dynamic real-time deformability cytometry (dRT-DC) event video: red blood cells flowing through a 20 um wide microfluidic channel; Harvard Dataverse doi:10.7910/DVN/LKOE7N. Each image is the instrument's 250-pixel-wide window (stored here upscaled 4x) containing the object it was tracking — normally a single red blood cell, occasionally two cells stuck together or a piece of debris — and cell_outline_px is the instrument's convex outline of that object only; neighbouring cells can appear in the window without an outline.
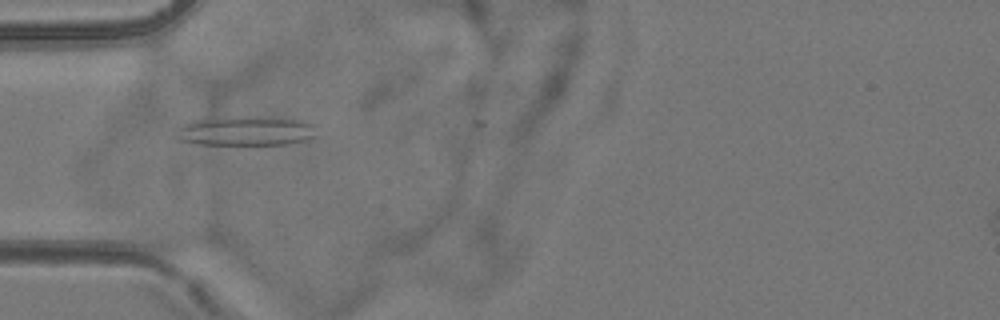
{"species": "common noctule bat (a hibernating species)", "species_latin": "Nyctalus noctula", "temperature_condition": "room temperature", "stored_images_in_passage": 5, "camera_frame_rate_fps": 3000, "um_per_image_px": 0.085, "animal": {"sex": "female", "body_mass_g": 24.6, "forearm_length_mm": 56.2}, "frame": {"image": 1, "passage_image": 4, "time_ms": 3.667, "image_size_px": [1000, 320], "cell_outline_px": [[316, 136], [308, 140], [288, 144], [200, 144], [180, 140], [176, 136], [180, 128], [184, 124], [192, 120], [244, 116], [288, 116], [316, 124]], "centroid_in_image_um": [21.04, 11.1], "position_along_channel_um": 64.0, "area_um2": 24.57}}